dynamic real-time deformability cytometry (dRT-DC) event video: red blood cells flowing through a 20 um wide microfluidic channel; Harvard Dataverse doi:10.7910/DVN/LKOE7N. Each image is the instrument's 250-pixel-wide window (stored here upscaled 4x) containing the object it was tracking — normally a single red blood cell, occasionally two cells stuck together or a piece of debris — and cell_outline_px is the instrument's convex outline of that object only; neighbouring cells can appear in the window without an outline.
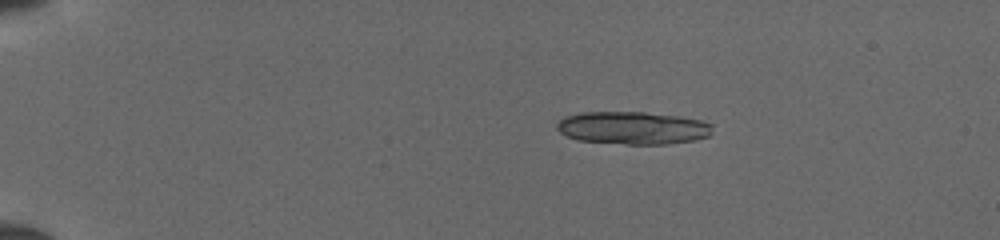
{"species": "common noctule bat (a hibernating species)", "species_latin": "Nyctalus noctula", "temperature_condition": "cold", "stored_images_in_passage": 41, "segment_of_instrument_passage": [1, 2], "camera_frame_rate_fps": 3000, "um_per_image_px": 0.085, "animal": {"sex": "female", "body_mass_g": 19.5, "forearm_length_mm": 54.1}, "frame": {"image": 1, "passage_image": 1, "time_ms": 0.0, "image_size_px": [1000, 240], "cell_outline_px": [[712, 132], [708, 136], [696, 140], [668, 144], [624, 144], [576, 140], [560, 132], [556, 128], [556, 124], [564, 116], [580, 112], [644, 112], [676, 116], [700, 120], [712, 124]], "centroid_in_image_um": [53.77, 10.87], "position_along_channel_um": 31.2, "area_um2": 29.77}}